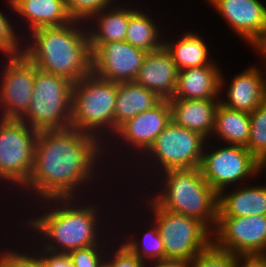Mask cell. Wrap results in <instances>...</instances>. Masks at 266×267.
Here are the masks:
<instances>
[{"label":"cell","mask_w":266,"mask_h":267,"mask_svg":"<svg viewBox=\"0 0 266 267\" xmlns=\"http://www.w3.org/2000/svg\"><path fill=\"white\" fill-rule=\"evenodd\" d=\"M102 145L94 135L73 128L39 131L33 171L20 190L37 195L44 205L48 199L78 197L81 187L97 178L96 165L106 155Z\"/></svg>","instance_id":"obj_1"},{"label":"cell","mask_w":266,"mask_h":267,"mask_svg":"<svg viewBox=\"0 0 266 267\" xmlns=\"http://www.w3.org/2000/svg\"><path fill=\"white\" fill-rule=\"evenodd\" d=\"M85 23L73 20L64 26L33 30L29 33L30 41L25 42L23 55L40 70L78 82L92 72Z\"/></svg>","instance_id":"obj_2"},{"label":"cell","mask_w":266,"mask_h":267,"mask_svg":"<svg viewBox=\"0 0 266 267\" xmlns=\"http://www.w3.org/2000/svg\"><path fill=\"white\" fill-rule=\"evenodd\" d=\"M76 199L77 197L44 200L50 205L48 208L52 209L34 218L31 216L28 218L29 221H23L20 226L25 223V226L31 228L34 233H39L40 240L42 238L45 242L41 248L56 253H68L79 248L105 243L104 239H100L102 237L100 233L103 232L98 226L101 219L100 209L94 203L84 204Z\"/></svg>","instance_id":"obj_3"},{"label":"cell","mask_w":266,"mask_h":267,"mask_svg":"<svg viewBox=\"0 0 266 267\" xmlns=\"http://www.w3.org/2000/svg\"><path fill=\"white\" fill-rule=\"evenodd\" d=\"M161 173V191L150 198L166 211L198 219L213 232L218 218V193L206 182L200 167Z\"/></svg>","instance_id":"obj_4"},{"label":"cell","mask_w":266,"mask_h":267,"mask_svg":"<svg viewBox=\"0 0 266 267\" xmlns=\"http://www.w3.org/2000/svg\"><path fill=\"white\" fill-rule=\"evenodd\" d=\"M116 95L117 83L92 72L73 83L71 128L94 135L102 143L108 138L104 137L105 134L112 133L113 137Z\"/></svg>","instance_id":"obj_5"},{"label":"cell","mask_w":266,"mask_h":267,"mask_svg":"<svg viewBox=\"0 0 266 267\" xmlns=\"http://www.w3.org/2000/svg\"><path fill=\"white\" fill-rule=\"evenodd\" d=\"M72 86L68 79L35 66L31 105L21 120L38 131L71 128Z\"/></svg>","instance_id":"obj_6"},{"label":"cell","mask_w":266,"mask_h":267,"mask_svg":"<svg viewBox=\"0 0 266 267\" xmlns=\"http://www.w3.org/2000/svg\"><path fill=\"white\" fill-rule=\"evenodd\" d=\"M146 206L153 212L155 224L164 244L165 258H194L213 242V232L198 219L160 208L151 198ZM211 236V237H210Z\"/></svg>","instance_id":"obj_7"},{"label":"cell","mask_w":266,"mask_h":267,"mask_svg":"<svg viewBox=\"0 0 266 267\" xmlns=\"http://www.w3.org/2000/svg\"><path fill=\"white\" fill-rule=\"evenodd\" d=\"M38 133L21 119L0 118L1 183L6 181L17 187L26 184L33 171Z\"/></svg>","instance_id":"obj_8"},{"label":"cell","mask_w":266,"mask_h":267,"mask_svg":"<svg viewBox=\"0 0 266 267\" xmlns=\"http://www.w3.org/2000/svg\"><path fill=\"white\" fill-rule=\"evenodd\" d=\"M207 140L199 132L177 125L171 120L141 158L149 159L151 167L156 166L159 173L170 169L197 168L201 165L205 145H209L205 144Z\"/></svg>","instance_id":"obj_9"},{"label":"cell","mask_w":266,"mask_h":267,"mask_svg":"<svg viewBox=\"0 0 266 267\" xmlns=\"http://www.w3.org/2000/svg\"><path fill=\"white\" fill-rule=\"evenodd\" d=\"M221 147L208 151L205 145L200 165L204 179L218 194L235 183L239 185L237 182L246 177L259 174V161L246 147L226 144Z\"/></svg>","instance_id":"obj_10"},{"label":"cell","mask_w":266,"mask_h":267,"mask_svg":"<svg viewBox=\"0 0 266 267\" xmlns=\"http://www.w3.org/2000/svg\"><path fill=\"white\" fill-rule=\"evenodd\" d=\"M213 243L238 256L266 255V216L218 217Z\"/></svg>","instance_id":"obj_11"},{"label":"cell","mask_w":266,"mask_h":267,"mask_svg":"<svg viewBox=\"0 0 266 267\" xmlns=\"http://www.w3.org/2000/svg\"><path fill=\"white\" fill-rule=\"evenodd\" d=\"M6 59L0 83V118L21 119L31 105L35 65L24 55Z\"/></svg>","instance_id":"obj_12"},{"label":"cell","mask_w":266,"mask_h":267,"mask_svg":"<svg viewBox=\"0 0 266 267\" xmlns=\"http://www.w3.org/2000/svg\"><path fill=\"white\" fill-rule=\"evenodd\" d=\"M92 73L115 83L134 81L146 51L126 41L90 44Z\"/></svg>","instance_id":"obj_13"},{"label":"cell","mask_w":266,"mask_h":267,"mask_svg":"<svg viewBox=\"0 0 266 267\" xmlns=\"http://www.w3.org/2000/svg\"><path fill=\"white\" fill-rule=\"evenodd\" d=\"M235 35L258 50L266 42V6L259 0H207Z\"/></svg>","instance_id":"obj_14"},{"label":"cell","mask_w":266,"mask_h":267,"mask_svg":"<svg viewBox=\"0 0 266 267\" xmlns=\"http://www.w3.org/2000/svg\"><path fill=\"white\" fill-rule=\"evenodd\" d=\"M170 122L171 108L169 100H162L152 109L144 111L123 123L116 130L114 134L116 138L114 137V139L125 140L122 147L127 145L130 149L132 148L130 153L135 150L134 153L140 156L139 153H145Z\"/></svg>","instance_id":"obj_15"},{"label":"cell","mask_w":266,"mask_h":267,"mask_svg":"<svg viewBox=\"0 0 266 267\" xmlns=\"http://www.w3.org/2000/svg\"><path fill=\"white\" fill-rule=\"evenodd\" d=\"M178 69L165 46L147 52L135 78L139 85L156 93L161 99L173 97L177 85Z\"/></svg>","instance_id":"obj_16"},{"label":"cell","mask_w":266,"mask_h":267,"mask_svg":"<svg viewBox=\"0 0 266 267\" xmlns=\"http://www.w3.org/2000/svg\"><path fill=\"white\" fill-rule=\"evenodd\" d=\"M220 70L217 65H206L178 71L176 90L172 98L220 99L226 83Z\"/></svg>","instance_id":"obj_17"},{"label":"cell","mask_w":266,"mask_h":267,"mask_svg":"<svg viewBox=\"0 0 266 267\" xmlns=\"http://www.w3.org/2000/svg\"><path fill=\"white\" fill-rule=\"evenodd\" d=\"M260 67L250 66L230 80L227 99L220 103L238 111L252 112L266 101V78Z\"/></svg>","instance_id":"obj_18"},{"label":"cell","mask_w":266,"mask_h":267,"mask_svg":"<svg viewBox=\"0 0 266 267\" xmlns=\"http://www.w3.org/2000/svg\"><path fill=\"white\" fill-rule=\"evenodd\" d=\"M220 99L171 98V120L187 129L199 132L210 141L214 129L215 112Z\"/></svg>","instance_id":"obj_19"},{"label":"cell","mask_w":266,"mask_h":267,"mask_svg":"<svg viewBox=\"0 0 266 267\" xmlns=\"http://www.w3.org/2000/svg\"><path fill=\"white\" fill-rule=\"evenodd\" d=\"M10 9L27 21V31L43 27H59L73 21L65 0H8Z\"/></svg>","instance_id":"obj_20"},{"label":"cell","mask_w":266,"mask_h":267,"mask_svg":"<svg viewBox=\"0 0 266 267\" xmlns=\"http://www.w3.org/2000/svg\"><path fill=\"white\" fill-rule=\"evenodd\" d=\"M232 191L223 190L218 194V217L266 216V183L241 186Z\"/></svg>","instance_id":"obj_21"},{"label":"cell","mask_w":266,"mask_h":267,"mask_svg":"<svg viewBox=\"0 0 266 267\" xmlns=\"http://www.w3.org/2000/svg\"><path fill=\"white\" fill-rule=\"evenodd\" d=\"M136 10L125 5L124 7L112 5L95 13L86 21L89 22L85 23L86 25L92 23L87 25L88 27L92 25L87 29L89 44L125 41L129 18Z\"/></svg>","instance_id":"obj_22"},{"label":"cell","mask_w":266,"mask_h":267,"mask_svg":"<svg viewBox=\"0 0 266 267\" xmlns=\"http://www.w3.org/2000/svg\"><path fill=\"white\" fill-rule=\"evenodd\" d=\"M162 100L156 93L135 81L117 83L114 134L123 123L144 111L152 109Z\"/></svg>","instance_id":"obj_23"},{"label":"cell","mask_w":266,"mask_h":267,"mask_svg":"<svg viewBox=\"0 0 266 267\" xmlns=\"http://www.w3.org/2000/svg\"><path fill=\"white\" fill-rule=\"evenodd\" d=\"M250 116L248 112L238 111L219 103L215 112L214 129L211 139L217 135L226 145L246 147L250 136Z\"/></svg>","instance_id":"obj_24"},{"label":"cell","mask_w":266,"mask_h":267,"mask_svg":"<svg viewBox=\"0 0 266 267\" xmlns=\"http://www.w3.org/2000/svg\"><path fill=\"white\" fill-rule=\"evenodd\" d=\"M180 37L178 41H171V43L167 40L164 41V46L171 53L178 71L186 68L217 65L212 58L209 60L210 52L202 37L191 31L185 32Z\"/></svg>","instance_id":"obj_25"},{"label":"cell","mask_w":266,"mask_h":267,"mask_svg":"<svg viewBox=\"0 0 266 267\" xmlns=\"http://www.w3.org/2000/svg\"><path fill=\"white\" fill-rule=\"evenodd\" d=\"M159 28L150 15L137 8L129 18L125 41L146 52L158 50L164 46Z\"/></svg>","instance_id":"obj_26"},{"label":"cell","mask_w":266,"mask_h":267,"mask_svg":"<svg viewBox=\"0 0 266 267\" xmlns=\"http://www.w3.org/2000/svg\"><path fill=\"white\" fill-rule=\"evenodd\" d=\"M152 222L153 226L146 230L141 241L135 237V239L128 238V240L126 238L125 242L122 243L143 262L165 259L164 244L159 234L158 226L154 221Z\"/></svg>","instance_id":"obj_27"},{"label":"cell","mask_w":266,"mask_h":267,"mask_svg":"<svg viewBox=\"0 0 266 267\" xmlns=\"http://www.w3.org/2000/svg\"><path fill=\"white\" fill-rule=\"evenodd\" d=\"M250 136L246 149L260 161L266 157V101L249 113Z\"/></svg>","instance_id":"obj_28"},{"label":"cell","mask_w":266,"mask_h":267,"mask_svg":"<svg viewBox=\"0 0 266 267\" xmlns=\"http://www.w3.org/2000/svg\"><path fill=\"white\" fill-rule=\"evenodd\" d=\"M238 255L218 248L213 242L192 261V267H237Z\"/></svg>","instance_id":"obj_29"},{"label":"cell","mask_w":266,"mask_h":267,"mask_svg":"<svg viewBox=\"0 0 266 267\" xmlns=\"http://www.w3.org/2000/svg\"><path fill=\"white\" fill-rule=\"evenodd\" d=\"M65 4L73 20L85 22L95 13L112 6L114 0H65Z\"/></svg>","instance_id":"obj_30"},{"label":"cell","mask_w":266,"mask_h":267,"mask_svg":"<svg viewBox=\"0 0 266 267\" xmlns=\"http://www.w3.org/2000/svg\"><path fill=\"white\" fill-rule=\"evenodd\" d=\"M9 21L5 13L3 14L0 11V51L4 52L3 55H7V57L23 55L24 48L21 46L23 43L20 42L21 44H19L21 39H19L16 29Z\"/></svg>","instance_id":"obj_31"},{"label":"cell","mask_w":266,"mask_h":267,"mask_svg":"<svg viewBox=\"0 0 266 267\" xmlns=\"http://www.w3.org/2000/svg\"><path fill=\"white\" fill-rule=\"evenodd\" d=\"M105 246L104 243L102 246L101 244H95L86 248L72 250L68 252V255L74 267H101L106 256Z\"/></svg>","instance_id":"obj_32"},{"label":"cell","mask_w":266,"mask_h":267,"mask_svg":"<svg viewBox=\"0 0 266 267\" xmlns=\"http://www.w3.org/2000/svg\"><path fill=\"white\" fill-rule=\"evenodd\" d=\"M119 243L121 246L118 245V248L116 247L113 251L110 250V253L106 251L107 256H105L104 260L106 267H142L144 262L135 256L124 244Z\"/></svg>","instance_id":"obj_33"},{"label":"cell","mask_w":266,"mask_h":267,"mask_svg":"<svg viewBox=\"0 0 266 267\" xmlns=\"http://www.w3.org/2000/svg\"><path fill=\"white\" fill-rule=\"evenodd\" d=\"M4 251L0 253V267H31L30 252H17L11 248Z\"/></svg>","instance_id":"obj_34"},{"label":"cell","mask_w":266,"mask_h":267,"mask_svg":"<svg viewBox=\"0 0 266 267\" xmlns=\"http://www.w3.org/2000/svg\"><path fill=\"white\" fill-rule=\"evenodd\" d=\"M37 253L47 262L49 267H74L68 253H56L42 248Z\"/></svg>","instance_id":"obj_35"},{"label":"cell","mask_w":266,"mask_h":267,"mask_svg":"<svg viewBox=\"0 0 266 267\" xmlns=\"http://www.w3.org/2000/svg\"><path fill=\"white\" fill-rule=\"evenodd\" d=\"M192 267V261L185 259L165 258L157 261H146L142 267Z\"/></svg>","instance_id":"obj_36"},{"label":"cell","mask_w":266,"mask_h":267,"mask_svg":"<svg viewBox=\"0 0 266 267\" xmlns=\"http://www.w3.org/2000/svg\"><path fill=\"white\" fill-rule=\"evenodd\" d=\"M237 267H266V255L238 256Z\"/></svg>","instance_id":"obj_37"},{"label":"cell","mask_w":266,"mask_h":267,"mask_svg":"<svg viewBox=\"0 0 266 267\" xmlns=\"http://www.w3.org/2000/svg\"><path fill=\"white\" fill-rule=\"evenodd\" d=\"M37 255V256H36ZM31 267H49L47 262L37 253V250L31 252Z\"/></svg>","instance_id":"obj_38"},{"label":"cell","mask_w":266,"mask_h":267,"mask_svg":"<svg viewBox=\"0 0 266 267\" xmlns=\"http://www.w3.org/2000/svg\"><path fill=\"white\" fill-rule=\"evenodd\" d=\"M262 169H263V171H264V173H265V172H266V157H263V158L259 161V174H260L261 172H263ZM265 175H266V173H265ZM265 177H266V176H265Z\"/></svg>","instance_id":"obj_39"},{"label":"cell","mask_w":266,"mask_h":267,"mask_svg":"<svg viewBox=\"0 0 266 267\" xmlns=\"http://www.w3.org/2000/svg\"><path fill=\"white\" fill-rule=\"evenodd\" d=\"M257 51H259V53L262 54L261 56H263V59L266 60V42ZM265 60H264V64L266 65Z\"/></svg>","instance_id":"obj_40"}]
</instances>
